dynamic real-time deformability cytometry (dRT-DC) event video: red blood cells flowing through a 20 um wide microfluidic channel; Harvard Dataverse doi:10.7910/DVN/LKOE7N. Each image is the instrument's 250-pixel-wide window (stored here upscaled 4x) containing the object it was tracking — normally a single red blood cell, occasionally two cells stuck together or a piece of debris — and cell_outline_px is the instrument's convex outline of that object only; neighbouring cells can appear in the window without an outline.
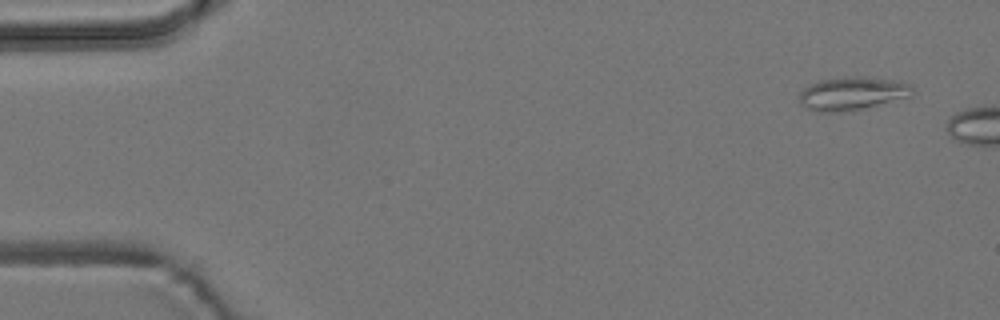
{"species": "common noctule bat (a hibernating species)", "species_latin": "Nyctalus noctula", "temperature_condition": "room temperature", "stored_images_in_passage": 3, "camera_frame_rate_fps": 3000, "um_per_image_px": 0.085, "animal": {"sex": "male", "body_mass_g": 19.2, "forearm_length_mm": 51.8}, "frame": {"image": 1, "passage_image": 1, "time_ms": 0.0, "image_size_px": [1000, 320], "cell_outline_px": [[912, 96], [860, 108], [836, 112], [820, 112], [808, 108], [800, 100], [800, 92], [804, 88], [820, 80], [852, 76], [860, 76], [900, 80], [908, 84], [912, 88]], "centroid_in_image_um": [72.47, 7.92], "position_along_channel_um": 12.5, "area_um2": 21.39}}